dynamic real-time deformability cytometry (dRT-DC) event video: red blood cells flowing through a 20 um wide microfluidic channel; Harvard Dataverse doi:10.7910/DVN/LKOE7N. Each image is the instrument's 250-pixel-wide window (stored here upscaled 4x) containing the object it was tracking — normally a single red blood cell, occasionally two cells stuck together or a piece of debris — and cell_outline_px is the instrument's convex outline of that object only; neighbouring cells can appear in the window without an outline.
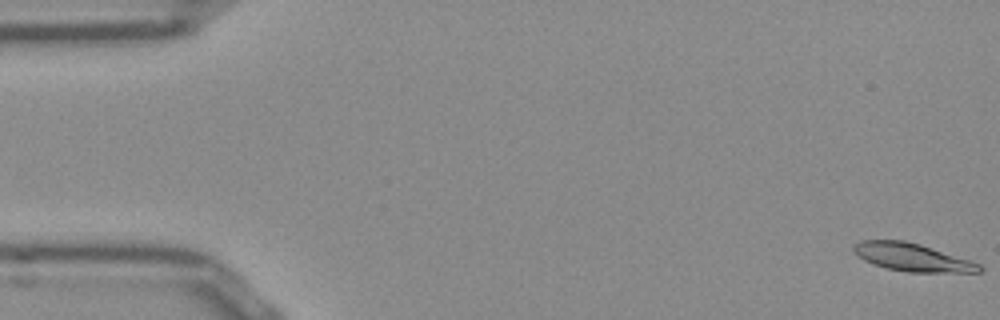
{"species": "Egyptian fruit bat (a non-hibernating species)", "species_latin": "Rousettus aegyptiacus", "temperature_condition": "room temperature", "stored_images_in_passage": 8, "camera_frame_rate_fps": 3000, "um_per_image_px": 0.085, "frame": {"image": 1, "passage_image": 1, "time_ms": 0.0, "image_size_px": [1000, 320], "cell_outline_px": [[984, 268], [980, 272], [908, 272], [888, 268], [864, 260], [852, 248], [860, 240], [904, 240], [920, 244], [972, 260], [980, 264]], "centroid_in_image_um": [77.61, 21.86], "position_along_channel_um": 7.4, "area_um2": 20.23}}